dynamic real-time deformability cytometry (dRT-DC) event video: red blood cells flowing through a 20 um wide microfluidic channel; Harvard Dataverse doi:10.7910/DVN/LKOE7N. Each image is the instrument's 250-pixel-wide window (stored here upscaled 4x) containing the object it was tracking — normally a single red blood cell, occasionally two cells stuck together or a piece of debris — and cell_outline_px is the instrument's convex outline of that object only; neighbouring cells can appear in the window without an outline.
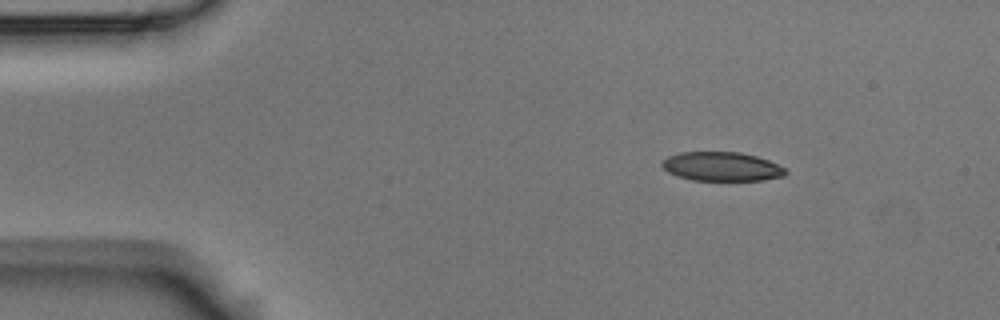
{"species": "Egyptian fruit bat (a non-hibernating species)", "species_latin": "Rousettus aegyptiacus", "temperature_condition": "room temperature", "stored_images_in_passage": 5, "camera_frame_rate_fps": 3000, "um_per_image_px": 0.085, "animal": {"sex": "male"}, "frame": {"image": 1, "passage_image": 2, "time_ms": 0.333, "image_size_px": [1000, 320], "cell_outline_px": [[788, 172], [784, 176], [764, 180], [692, 180], [676, 176], [668, 172], [660, 164], [660, 160], [668, 156], [680, 152], [740, 152], [756, 156], [768, 160], [784, 168]], "centroid_in_image_um": [61.3, 14.15], "position_along_channel_um": 23.7, "area_um2": 20.98}}
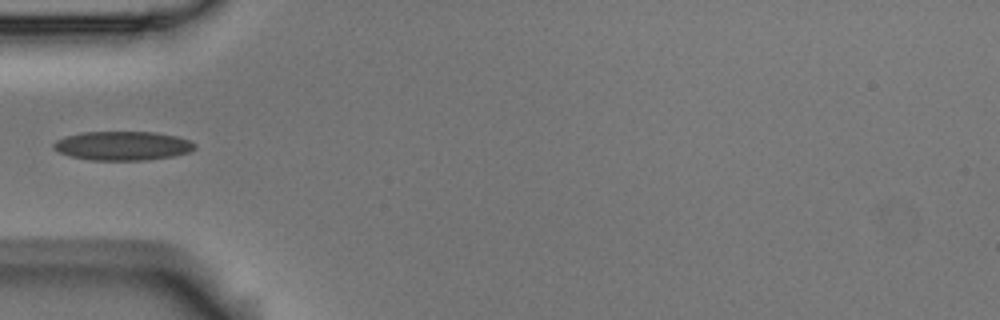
{"frame": {"image": 2, "passage_image": 5, "time_ms": 1.333, "image_size_px": [1000, 320], "cell_outline_px": [[196, 148], [188, 152], [172, 156], [148, 160], [92, 160], [72, 156], [60, 152], [52, 148], [52, 144], [56, 140], [64, 136], [84, 132], [156, 132], [176, 136], [188, 140], [196, 144]], "centroid_in_image_um": [10.42, 12.38], "position_along_channel_um": 74.6, "area_um2": 23.81}}